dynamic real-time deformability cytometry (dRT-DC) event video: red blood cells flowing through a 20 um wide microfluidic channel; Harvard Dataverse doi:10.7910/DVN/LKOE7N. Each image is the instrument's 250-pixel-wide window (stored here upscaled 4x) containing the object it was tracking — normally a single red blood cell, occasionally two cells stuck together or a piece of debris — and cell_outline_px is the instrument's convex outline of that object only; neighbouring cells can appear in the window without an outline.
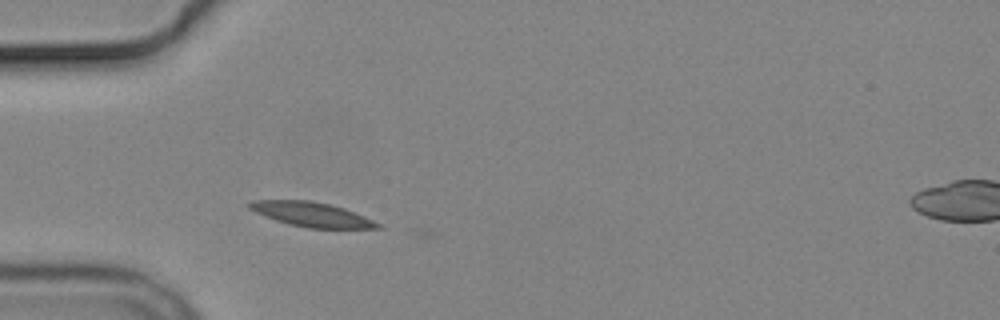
{"species": "common noctule bat (a hibernating species)", "species_latin": "Nyctalus noctula", "temperature_condition": "cold", "stored_images_in_passage": 3, "camera_frame_rate_fps": 3000, "um_per_image_px": 0.085, "animal": {"sex": "male", "body_mass_g": 19.2, "forearm_length_mm": 51.8}, "frame": {"image": 1, "passage_image": 2, "time_ms": 1.333, "image_size_px": [1000, 320], "cell_outline_px": [[384, 228], [308, 228], [288, 224], [276, 220], [256, 212], [248, 208], [244, 204], [252, 200], [312, 200], [344, 208], [364, 216], [380, 224]], "centroid_in_image_um": [26.45, 18.21], "position_along_channel_um": 58.6, "area_um2": 18.26}}